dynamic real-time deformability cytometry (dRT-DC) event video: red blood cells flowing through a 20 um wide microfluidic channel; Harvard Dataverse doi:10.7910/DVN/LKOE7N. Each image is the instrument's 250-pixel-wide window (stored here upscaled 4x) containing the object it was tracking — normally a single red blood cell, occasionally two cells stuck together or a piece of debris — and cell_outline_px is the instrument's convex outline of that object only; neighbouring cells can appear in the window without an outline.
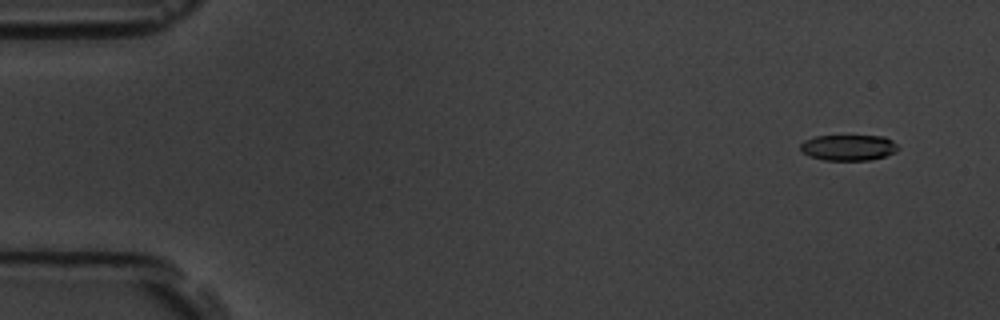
{"species": "common noctule bat (a hibernating species)", "species_latin": "Nyctalus noctula", "temperature_condition": "room temperature", "stored_images_in_passage": 4, "camera_frame_rate_fps": 3000, "um_per_image_px": 0.085, "animal": {"sex": "male", "body_mass_g": 19.5, "forearm_length_mm": 54.6}, "frame": {"image": 1, "passage_image": 1, "time_ms": 0.0, "image_size_px": [1000, 320], "cell_outline_px": [[900, 148], [896, 152], [884, 156], [868, 160], [824, 160], [808, 156], [800, 148], [800, 144], [804, 140], [816, 136], [884, 136], [892, 140]], "centroid_in_image_um": [72.12, 12.54], "position_along_channel_um": 12.9, "area_um2": 14.68}}